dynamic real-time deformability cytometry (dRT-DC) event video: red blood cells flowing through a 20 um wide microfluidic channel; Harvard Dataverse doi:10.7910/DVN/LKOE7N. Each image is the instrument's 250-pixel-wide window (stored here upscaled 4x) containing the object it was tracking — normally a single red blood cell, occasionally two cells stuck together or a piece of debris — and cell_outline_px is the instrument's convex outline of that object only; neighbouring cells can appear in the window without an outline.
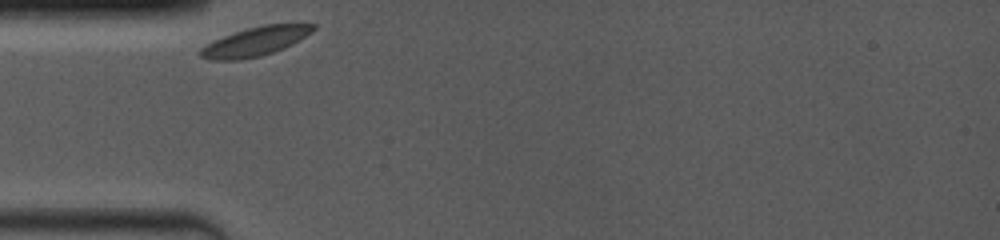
{"species": "common noctule bat (a hibernating species)", "species_latin": "Nyctalus noctula", "temperature_condition": "room temperature", "stored_images_in_passage": 2, "camera_frame_rate_fps": 4000, "um_per_image_px": 0.085, "animal": {"sex": "female", "body_mass_g": 19.0, "forearm_length_mm": 53.3}, "frame": {"image": 1, "passage_image": 1, "time_ms": 0.0, "image_size_px": [1000, 240], "cell_outline_px": [[316, 28], [312, 32], [292, 44], [284, 48], [260, 56], [240, 60], [212, 60], [200, 56], [196, 52], [200, 48], [224, 36], [248, 28], [264, 24], [316, 24]], "centroid_in_image_um": [21.7, 3.53], "position_along_channel_um": 63.3, "area_um2": 18.84}}